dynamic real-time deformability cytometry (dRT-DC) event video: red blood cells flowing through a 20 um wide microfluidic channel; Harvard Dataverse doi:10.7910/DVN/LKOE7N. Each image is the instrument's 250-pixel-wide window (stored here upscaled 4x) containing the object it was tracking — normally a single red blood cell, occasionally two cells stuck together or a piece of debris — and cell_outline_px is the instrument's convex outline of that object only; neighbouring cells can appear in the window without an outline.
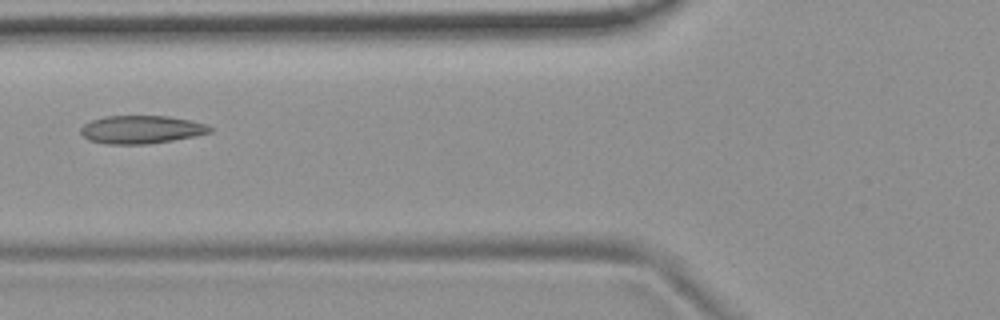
{"species": "common noctule bat (a hibernating species)", "species_latin": "Nyctalus noctula", "temperature_condition": "room temperature", "stored_images_in_passage": 3, "camera_frame_rate_fps": 3000, "um_per_image_px": 0.085, "animal": {"sex": "female", "body_mass_g": 19.9}, "frame": {"image": 1, "passage_image": 3, "time_ms": 0.667, "image_size_px": [1000, 320], "cell_outline_px": [[212, 132], [196, 136], [148, 144], [108, 144], [88, 140], [80, 132], [80, 128], [84, 124], [92, 120], [104, 116], [168, 116], [192, 120], [204, 124], [212, 128]], "centroid_in_image_um": [12.01, 11.01], "position_along_channel_um": 113.8, "area_um2": 21.15}}